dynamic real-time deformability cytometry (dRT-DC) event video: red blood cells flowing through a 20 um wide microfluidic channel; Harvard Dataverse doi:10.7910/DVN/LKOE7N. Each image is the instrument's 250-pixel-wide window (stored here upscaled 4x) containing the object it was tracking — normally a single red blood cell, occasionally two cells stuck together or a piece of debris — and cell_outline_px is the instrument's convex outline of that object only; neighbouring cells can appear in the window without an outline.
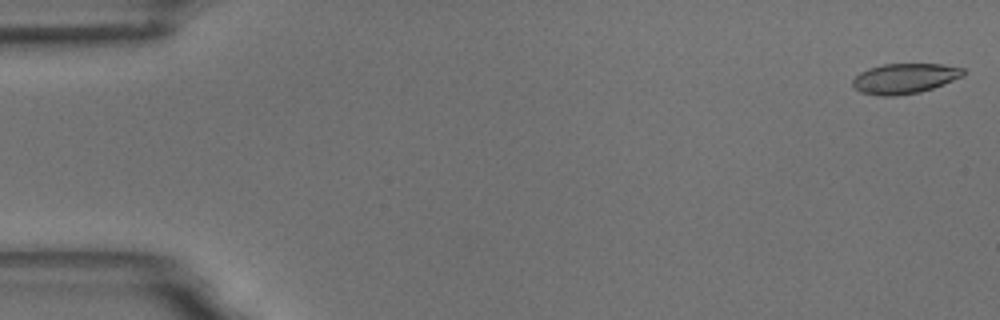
{"species": "common noctule bat (a hibernating species)", "species_latin": "Nyctalus noctula", "temperature_condition": "room temperature", "stored_images_in_passage": 15, "camera_frame_rate_fps": 3000, "um_per_image_px": 0.085, "animal": {"sex": "male", "body_mass_g": 18.8}, "frame": {"image": 1, "passage_image": 1, "time_ms": 0.0, "image_size_px": [1000, 320], "cell_outline_px": [[964, 76], [944, 84], [920, 92], [896, 96], [880, 96], [860, 92], [852, 84], [852, 80], [860, 72], [868, 68], [884, 64], [940, 64], [964, 68]], "centroid_in_image_um": [76.89, 6.67], "position_along_channel_um": 8.1, "area_um2": 19.48}}
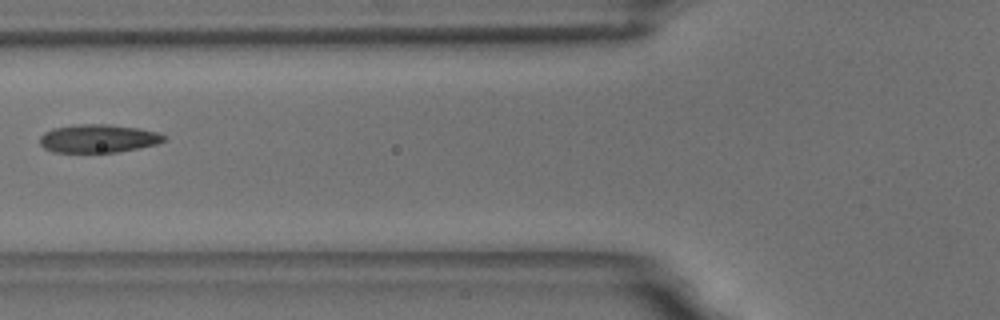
{"frame": {"image": 2, "passage_image": 6, "time_ms": 7.0, "image_size_px": [1000, 320], "cell_outline_px": [[164, 140], [156, 144], [140, 148], [116, 152], [52, 152], [44, 148], [40, 144], [40, 136], [44, 132], [52, 128], [76, 124], [108, 124], [140, 128], [160, 132], [164, 136]], "centroid_in_image_um": [8.33, 11.76], "position_along_channel_um": 117.5, "area_um2": 20.58}}
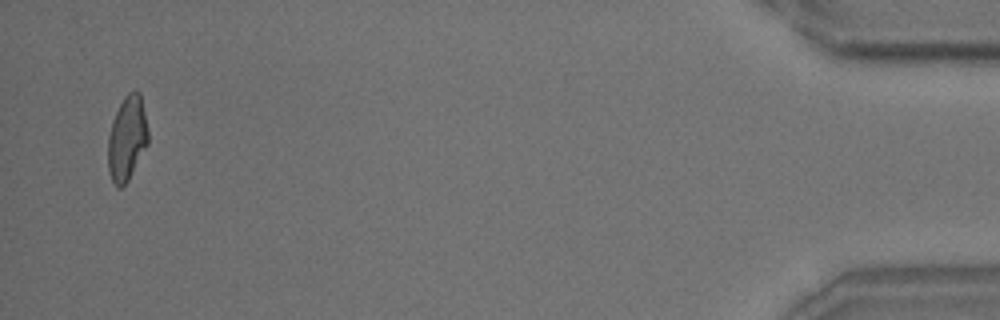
{"frame": {"image": 3, "passage_image": 15, "time_ms": 18.0, "image_size_px": [1000, 320], "cell_outline_px": [[148, 144], [128, 180], [120, 188], [116, 188], [108, 172], [108, 136], [112, 120], [124, 96], [128, 92], [140, 92], [148, 128]], "centroid_in_image_um": [10.79, 11.77], "position_along_channel_um": 424.4, "area_um2": 19.77}, "authors_computed_cell_mechanics": {"area_um2": 20.4034, "velocity_mm_per_s": 3.557, "shape_relaxation_time_tau1_ms": 4.3254, "shape_relaxation_time_tau2_ms": 0.8611, "deformation_change_tau1": 0.1252, "deformation_change_tau2": 0.0644}}